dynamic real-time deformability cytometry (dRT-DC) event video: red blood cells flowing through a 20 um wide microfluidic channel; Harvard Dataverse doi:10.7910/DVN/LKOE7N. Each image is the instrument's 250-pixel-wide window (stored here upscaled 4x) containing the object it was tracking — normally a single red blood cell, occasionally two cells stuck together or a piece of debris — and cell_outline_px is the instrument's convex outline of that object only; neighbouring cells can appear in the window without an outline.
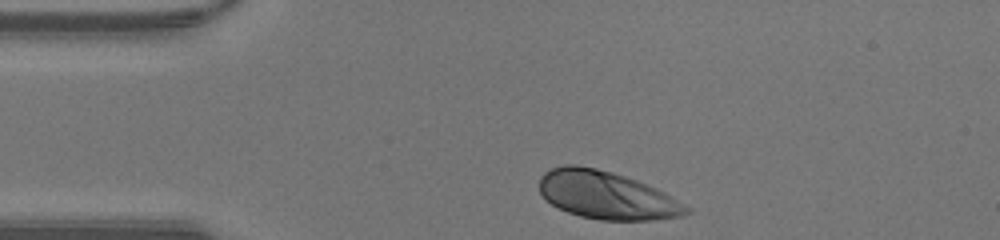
{"species": "human", "species_latin": "Homo sapiens", "temperature_condition": "warm", "stored_images_in_passage": 29, "camera_frame_rate_fps": 3000, "um_per_image_px": 0.085, "donor": {"sex": "male"}, "frame": {"image": 1, "passage_image": 1, "time_ms": 0.0, "image_size_px": [1000, 240], "cell_outline_px": [[692, 212], [684, 216], [652, 220], [600, 220], [580, 216], [568, 212], [552, 204], [540, 192], [540, 176], [544, 172], [552, 168], [564, 164], [576, 164], [596, 168], [612, 172], [636, 180], [656, 188], [664, 192], [692, 208]], "centroid_in_image_um": [51.59, 16.59], "position_along_channel_um": 33.4, "area_um2": 41.04}}
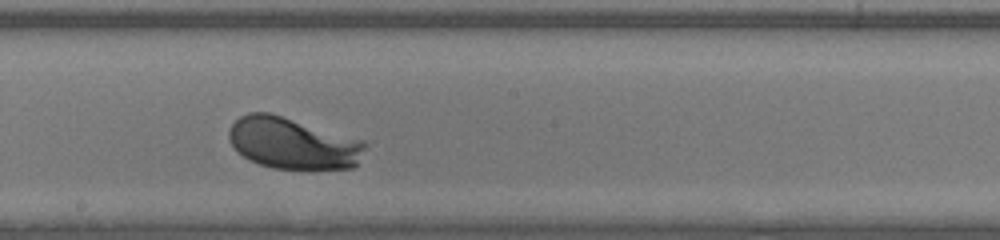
{"frame": {"image": 2, "passage_image": 17, "time_ms": 5.333, "image_size_px": [1000, 240], "cell_outline_px": [[368, 144], [356, 168], [272, 168], [248, 160], [232, 144], [228, 136], [228, 128], [240, 116], [248, 112], [272, 112], [364, 140]], "centroid_in_image_um": [24.92, 12.15], "position_along_channel_um": 223.3, "area_um2": 41.1}}
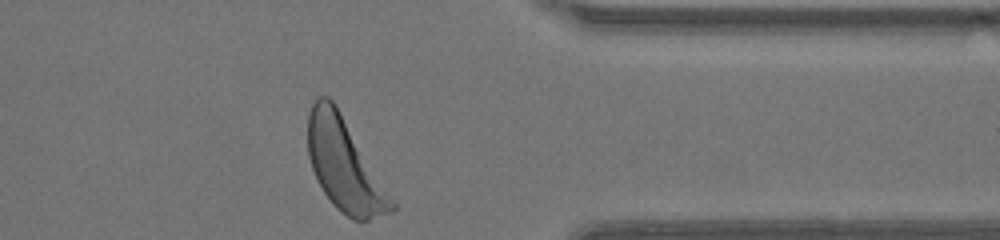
{"frame": {"image": 3, "passage_image": 29, "time_ms": 9.333, "image_size_px": [1000, 240], "cell_outline_px": [[396, 208], [392, 212], [368, 220], [352, 220], [340, 212], [332, 204], [324, 192], [312, 168], [308, 156], [308, 116], [312, 104], [320, 96], [328, 96], [332, 100], [396, 204]], "centroid_in_image_um": [29.26, 14.07], "position_along_channel_um": 382.1, "area_um2": 43.81}, "authors_computed_cell_mechanics": {"area_um2": 40.6912, "velocity_mm_per_s": 4.3258, "shape_relaxation_time_tau1_ms": 1.2696, "shape_relaxation_time_tau2_ms": null, "deformation_change_tau1": 0.1372, "deformation_change_tau2": null}}